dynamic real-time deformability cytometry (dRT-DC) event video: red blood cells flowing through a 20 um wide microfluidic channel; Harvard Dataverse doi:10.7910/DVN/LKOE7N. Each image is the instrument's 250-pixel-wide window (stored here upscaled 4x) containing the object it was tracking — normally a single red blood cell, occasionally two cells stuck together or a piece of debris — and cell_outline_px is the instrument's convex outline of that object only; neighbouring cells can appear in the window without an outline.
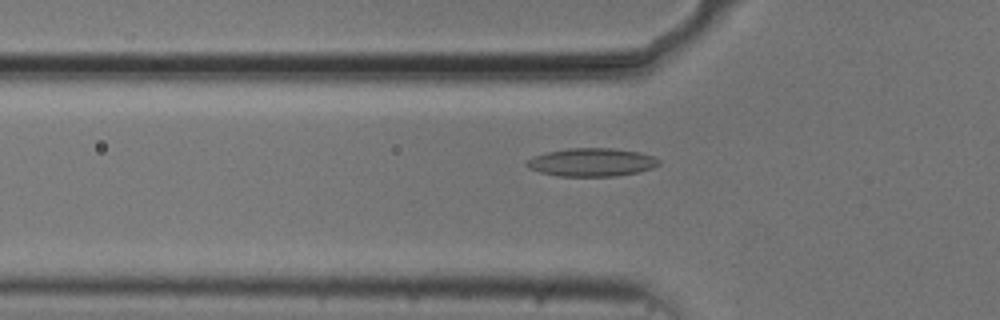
{"species": "common noctule bat (a hibernating species)", "species_latin": "Nyctalus noctula", "temperature_condition": "cold", "stored_images_in_passage": 50, "camera_frame_rate_fps": 3000, "um_per_image_px": 0.085, "animal": {"sex": "male", "body_mass_g": 20.5, "forearm_length_mm": 52.5}, "frame": {"image": 1, "passage_image": 14, "time_ms": 4.333, "image_size_px": [1000, 320], "cell_outline_px": [[660, 164], [652, 168], [640, 172], [616, 176], [556, 176], [540, 172], [528, 168], [524, 164], [524, 160], [532, 156], [544, 152], [568, 148], [612, 148], [640, 152], [652, 156], [660, 160]], "centroid_in_image_um": [50.24, 13.79], "position_along_channel_um": 75.6, "area_um2": 22.08}}
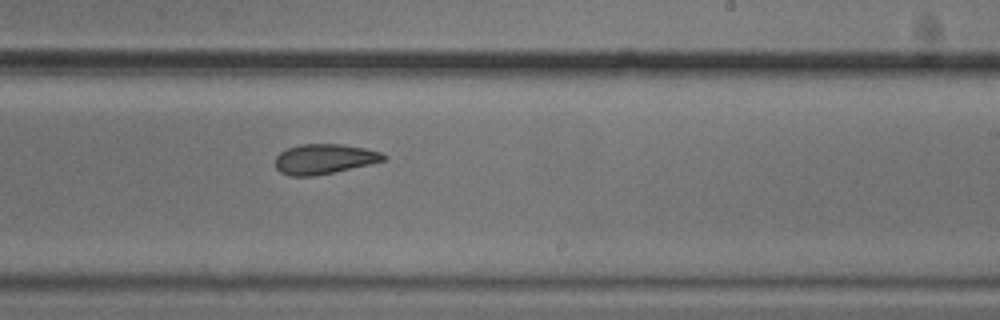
{"frame": {"image": 2, "passage_image": 29, "time_ms": 9.333, "image_size_px": [1000, 320], "cell_outline_px": [[388, 156], [384, 160], [368, 164], [332, 172], [312, 176], [288, 176], [280, 172], [276, 168], [276, 156], [280, 152], [288, 148], [300, 144], [340, 144], [364, 148], [380, 152]], "centroid_in_image_um": [27.52, 13.51], "position_along_channel_um": 261.5, "area_um2": 18.67}}
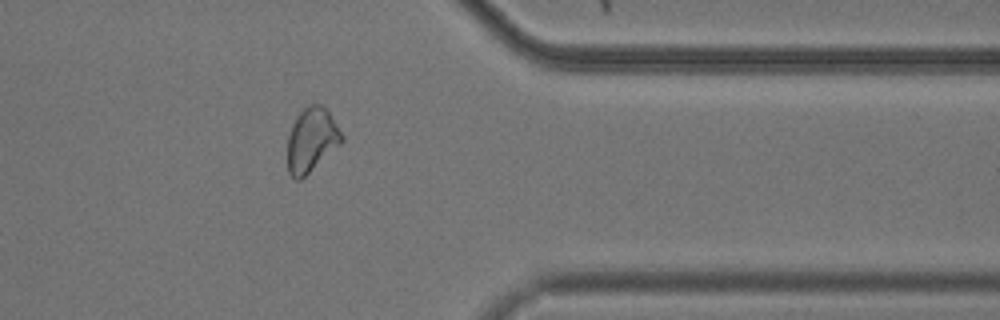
{"frame": {"image": 3, "passage_image": 40, "time_ms": 13.0, "image_size_px": [1000, 320], "cell_outline_px": [[344, 140], [340, 144], [300, 180], [296, 180], [288, 172], [288, 136], [292, 124], [296, 116], [308, 104], [320, 104], [328, 112], [344, 136]], "centroid_in_image_um": [26.47, 11.88], "position_along_channel_um": 384.9, "area_um2": 19.94}, "authors_computed_cell_mechanics": {"area_um2": 20.3167, "velocity_mm_per_s": 3.7047, "shape_relaxation_time_tau1_ms": null, "shape_relaxation_time_tau2_ms": 3.1005, "deformation_change_tau1": null, "deformation_change_tau2": 0.1046}}